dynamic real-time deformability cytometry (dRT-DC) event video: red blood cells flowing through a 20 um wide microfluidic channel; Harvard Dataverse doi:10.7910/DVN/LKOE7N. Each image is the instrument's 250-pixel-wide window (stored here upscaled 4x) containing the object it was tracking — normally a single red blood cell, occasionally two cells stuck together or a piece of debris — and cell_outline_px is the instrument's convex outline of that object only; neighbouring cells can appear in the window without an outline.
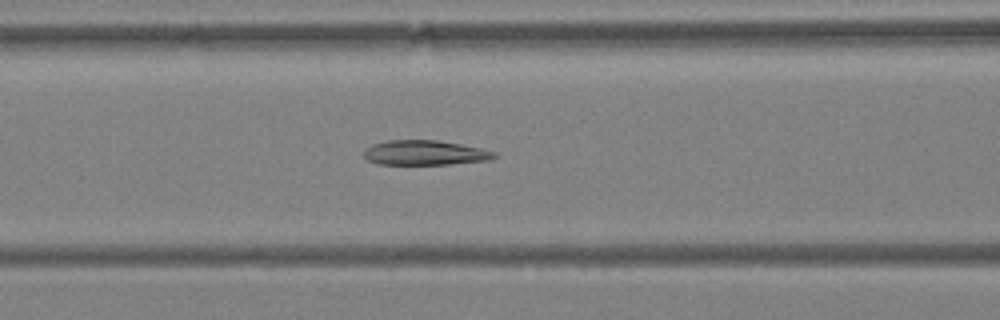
{"species": "Egyptian fruit bat (a non-hibernating species)", "species_latin": "Rousettus aegyptiacus", "temperature_condition": "warm", "stored_images_in_passage": 59, "segment_of_instrument_passage": [1, 2], "camera_frame_rate_fps": 3000, "um_per_image_px": 0.085, "animal": {"sex": "female"}, "frame": {"image": 1, "passage_image": 24, "time_ms": 7.667, "image_size_px": [1000, 320], "cell_outline_px": [[496, 156], [492, 160], [448, 164], [380, 164], [368, 160], [364, 156], [364, 148], [372, 144], [388, 140], [436, 140], [460, 144], [480, 148], [496, 152]], "centroid_in_image_um": [36.11, 12.98], "position_along_channel_um": 130.5, "area_um2": 18.79}}
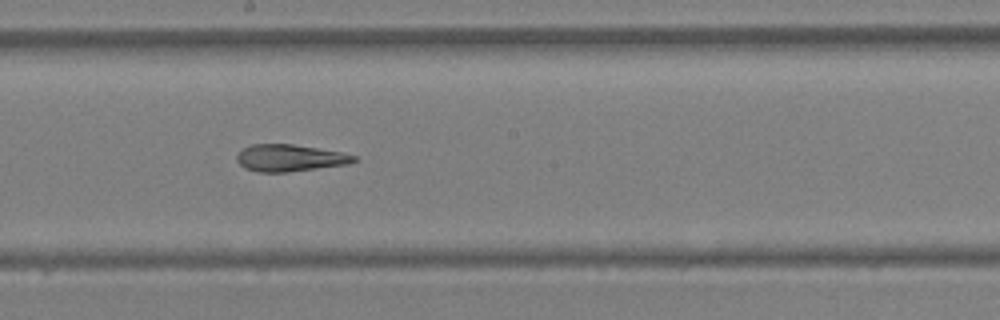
{"frame": {"image": 2, "passage_image": 32, "time_ms": 10.333, "image_size_px": [1000, 320], "cell_outline_px": [[356, 160], [348, 164], [288, 172], [260, 172], [244, 168], [236, 160], [236, 156], [244, 148], [252, 144], [292, 144], [340, 152], [356, 156]], "centroid_in_image_um": [24.6, 13.43], "position_along_channel_um": 223.6, "area_um2": 18.15}}
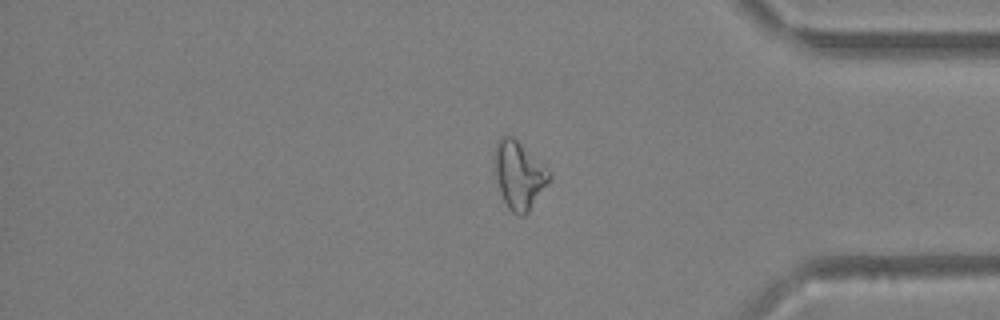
{"frame": {"image": 3, "passage_image": 48, "time_ms": 15.667, "image_size_px": [1000, 320], "cell_outline_px": [[552, 180], [528, 212], [524, 216], [516, 216], [508, 208], [500, 192], [492, 168], [496, 144], [500, 136], [508, 132], [552, 172]], "centroid_in_image_um": [44.11, 14.87], "position_along_channel_um": 391.1, "area_um2": 22.25}}